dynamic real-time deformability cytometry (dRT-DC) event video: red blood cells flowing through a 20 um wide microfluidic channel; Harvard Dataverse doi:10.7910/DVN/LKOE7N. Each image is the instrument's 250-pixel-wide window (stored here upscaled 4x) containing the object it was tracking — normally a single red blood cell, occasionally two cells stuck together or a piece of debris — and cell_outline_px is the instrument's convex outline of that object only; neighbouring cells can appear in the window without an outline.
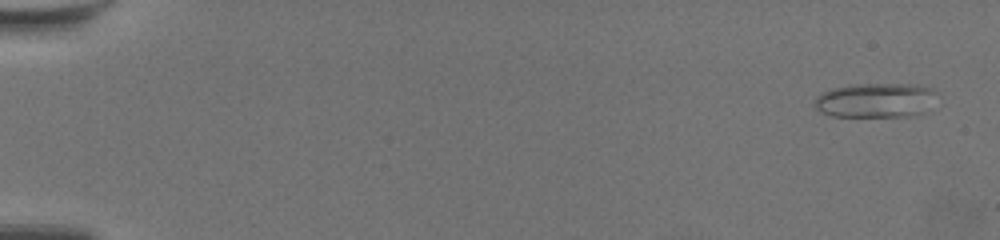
{"species": "common noctule bat (a hibernating species)", "species_latin": "Nyctalus noctula", "temperature_condition": "warm", "stored_images_in_passage": 17, "camera_frame_rate_fps": 3000, "um_per_image_px": 0.085, "animal": {"sex": "female", "body_mass_g": 19.5, "forearm_length_mm": 54.1}, "frame": {"image": 1, "passage_image": 3, "time_ms": 0.667, "image_size_px": [1000, 240], "cell_outline_px": [[940, 92], [920, 112], [912, 116], [832, 116], [820, 112], [816, 108], [816, 96], [832, 88], [864, 84], [912, 84], [932, 88]], "centroid_in_image_um": [74.41, 8.51], "position_along_channel_um": 10.6, "area_um2": 24.16}}